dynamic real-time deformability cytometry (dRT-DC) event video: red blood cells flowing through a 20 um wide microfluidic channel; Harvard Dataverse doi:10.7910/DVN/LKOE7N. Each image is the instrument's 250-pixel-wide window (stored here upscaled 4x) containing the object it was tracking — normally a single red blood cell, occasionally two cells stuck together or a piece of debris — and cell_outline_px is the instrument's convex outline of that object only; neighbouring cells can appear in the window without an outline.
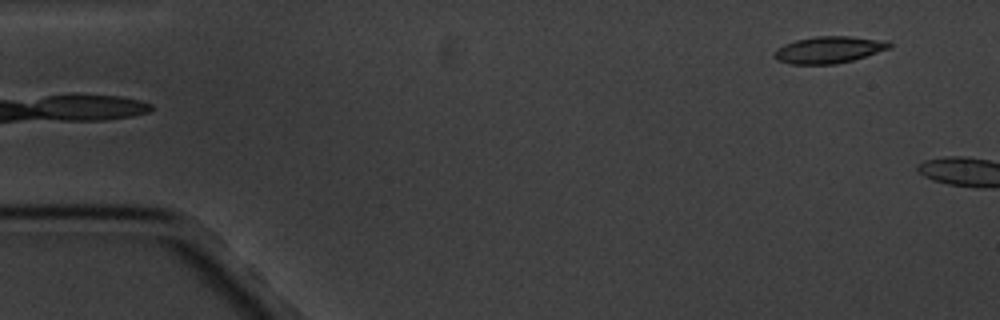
{"species": "common noctule bat (a hibernating species)", "species_latin": "Nyctalus noctula", "temperature_condition": "cold", "stored_images_in_passage": 5, "camera_frame_rate_fps": 3000, "um_per_image_px": 0.085, "animal": {"sex": "male", "body_mass_g": 20.1, "forearm_length_mm": 53.5}, "frame": {"image": 1, "passage_image": 5, "time_ms": 5.333, "image_size_px": [1000, 320], "cell_outline_px": [[892, 48], [852, 60], [836, 64], [792, 64], [776, 60], [772, 56], [772, 52], [776, 48], [784, 44], [796, 40], [816, 36], [852, 36], [888, 40], [892, 44]], "centroid_in_image_um": [70.45, 4.22], "position_along_channel_um": 14.5, "area_um2": 18.26}}